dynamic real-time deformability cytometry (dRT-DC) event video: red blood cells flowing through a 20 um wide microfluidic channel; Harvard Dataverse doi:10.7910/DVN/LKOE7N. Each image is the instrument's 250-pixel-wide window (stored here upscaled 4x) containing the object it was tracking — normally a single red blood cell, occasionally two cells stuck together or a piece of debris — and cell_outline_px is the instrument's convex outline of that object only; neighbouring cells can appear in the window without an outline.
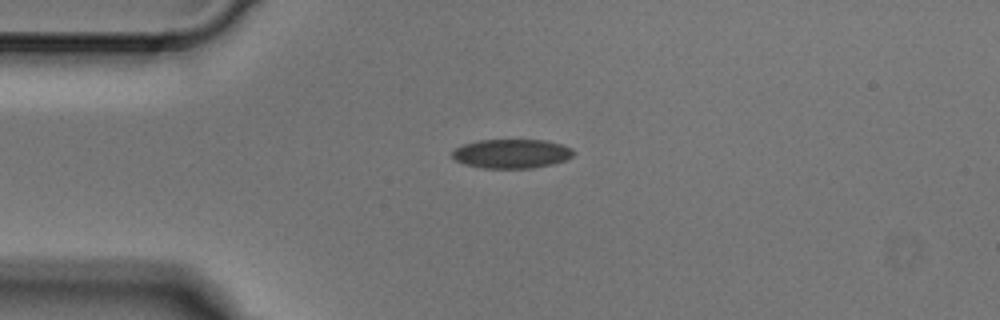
{"species": "Egyptian fruit bat (a non-hibernating species)", "species_latin": "Rousettus aegyptiacus", "temperature_condition": "cold", "stored_images_in_passage": 4, "camera_frame_rate_fps": 3000, "um_per_image_px": 0.085, "animal": {"sex": "male"}, "frame": {"image": 1, "passage_image": 2, "time_ms": 0.333, "image_size_px": [1000, 320], "cell_outline_px": [[572, 156], [564, 160], [552, 164], [532, 168], [480, 168], [464, 164], [456, 160], [452, 156], [452, 152], [456, 148], [464, 144], [480, 140], [544, 140], [560, 144], [572, 148]], "centroid_in_image_um": [43.46, 13.07], "position_along_channel_um": 41.5, "area_um2": 20.4}}
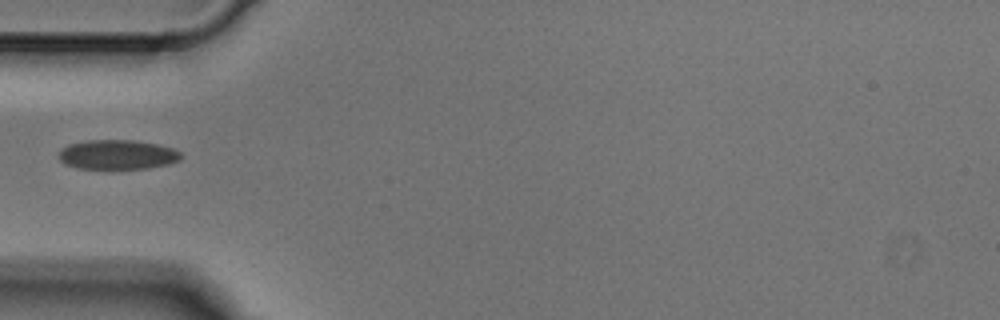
{"frame": {"image": 2, "passage_image": 3, "time_ms": 0.667, "image_size_px": [1000, 320], "cell_outline_px": [[184, 156], [180, 160], [168, 164], [148, 168], [76, 168], [64, 164], [56, 156], [60, 148], [68, 144], [88, 140], [136, 140], [156, 144], [172, 148], [180, 152]], "centroid_in_image_um": [9.94, 13.13], "position_along_channel_um": 75.1, "area_um2": 21.21}}
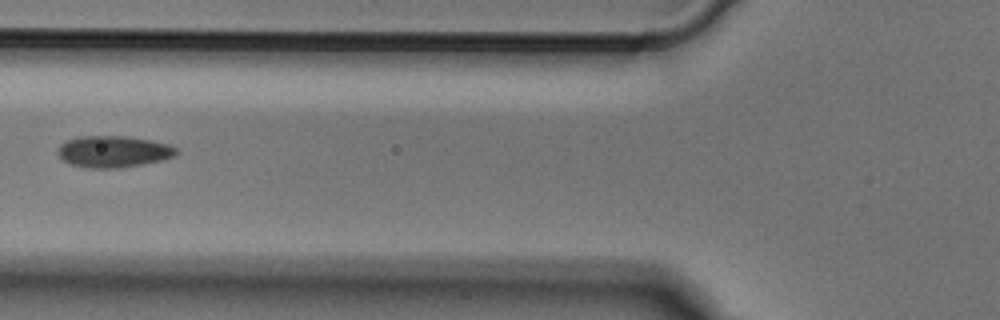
{"frame": {"image": 3, "passage_image": 4, "time_ms": 1.0, "image_size_px": [1000, 320], "cell_outline_px": [[180, 152], [176, 156], [164, 160], [144, 164], [120, 168], [88, 168], [72, 164], [64, 160], [56, 152], [60, 144], [68, 140], [80, 136], [128, 136], [152, 140], [168, 144], [176, 148]], "centroid_in_image_um": [9.69, 12.88], "position_along_channel_um": 116.1, "area_um2": 22.02}}